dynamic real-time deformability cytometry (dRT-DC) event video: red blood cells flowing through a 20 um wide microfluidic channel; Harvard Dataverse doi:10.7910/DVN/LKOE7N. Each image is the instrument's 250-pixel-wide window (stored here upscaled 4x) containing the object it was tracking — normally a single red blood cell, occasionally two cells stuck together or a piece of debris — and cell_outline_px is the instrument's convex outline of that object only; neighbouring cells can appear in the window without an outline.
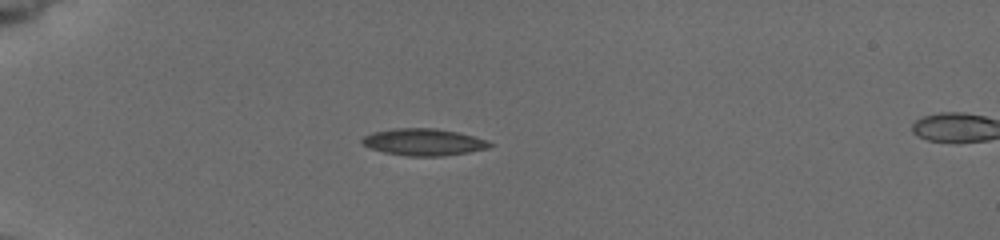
{"species": "common noctule bat (a hibernating species)", "species_latin": "Nyctalus noctula", "temperature_condition": "cold", "stored_images_in_passage": 10, "camera_frame_rate_fps": 3000, "um_per_image_px": 0.085, "animal": {"sex": "female", "body_mass_g": 19.5, "forearm_length_mm": 54.1}, "frame": {"image": 1, "passage_image": 1, "time_ms": 0.0, "image_size_px": [1000, 240], "cell_outline_px": [[496, 144], [488, 148], [468, 152], [440, 156], [408, 156], [384, 152], [372, 148], [364, 144], [360, 140], [364, 136], [372, 132], [392, 128], [436, 128], [456, 132], [488, 140]], "centroid_in_image_um": [36.02, 12.07], "position_along_channel_um": 49.0, "area_um2": 19.94}}
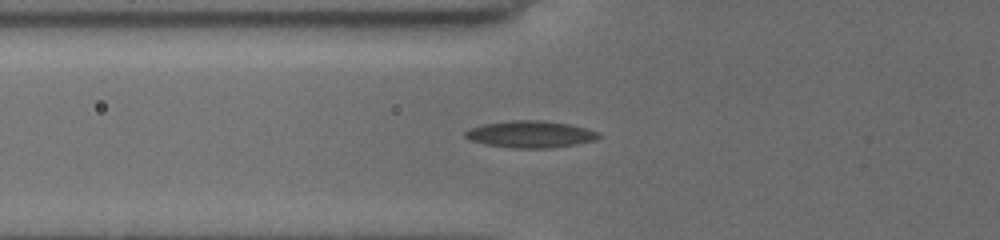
{"frame": {"image": 2, "passage_image": 8, "time_ms": 1.667, "image_size_px": [1000, 240], "cell_outline_px": [[604, 136], [596, 140], [576, 144], [552, 148], [512, 148], [484, 144], [472, 140], [464, 136], [464, 132], [472, 128], [484, 124], [508, 120], [544, 120], [568, 124], [588, 128], [600, 132]], "centroid_in_image_um": [45.16, 11.41], "position_along_channel_um": 80.6, "area_um2": 21.1}}